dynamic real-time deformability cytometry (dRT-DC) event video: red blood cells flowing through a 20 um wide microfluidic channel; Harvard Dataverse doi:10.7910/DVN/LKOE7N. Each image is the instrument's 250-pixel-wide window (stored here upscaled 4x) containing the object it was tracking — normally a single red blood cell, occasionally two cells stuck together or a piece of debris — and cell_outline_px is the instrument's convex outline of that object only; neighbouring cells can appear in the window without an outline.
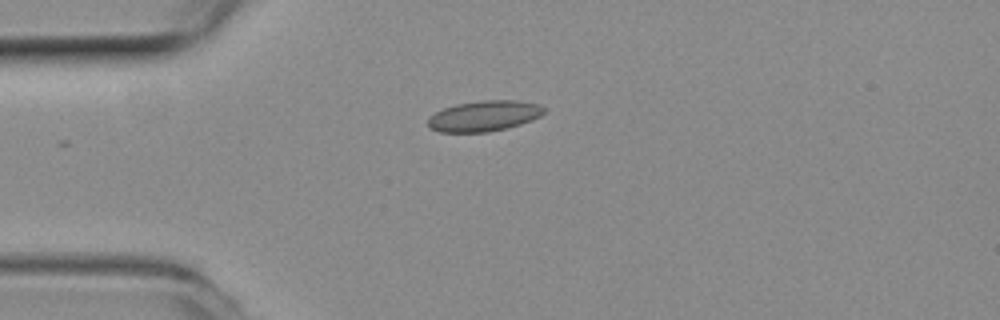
{"species": "common noctule bat (a hibernating species)", "species_latin": "Nyctalus noctula", "temperature_condition": "room temperature", "stored_images_in_passage": 41, "camera_frame_rate_fps": 3000, "um_per_image_px": 0.085, "animal": {"sex": "female", "body_mass_g": 19.3, "forearm_length_mm": 54.1}, "frame": {"image": 1, "passage_image": 1, "time_ms": 0.0, "image_size_px": [1000, 320], "cell_outline_px": [[544, 112], [540, 116], [532, 120], [520, 124], [488, 132], [440, 132], [428, 128], [428, 116], [444, 108], [456, 104], [480, 100], [520, 100], [540, 104], [544, 108]], "centroid_in_image_um": [41.13, 9.85], "position_along_channel_um": 43.9, "area_um2": 20.81}}
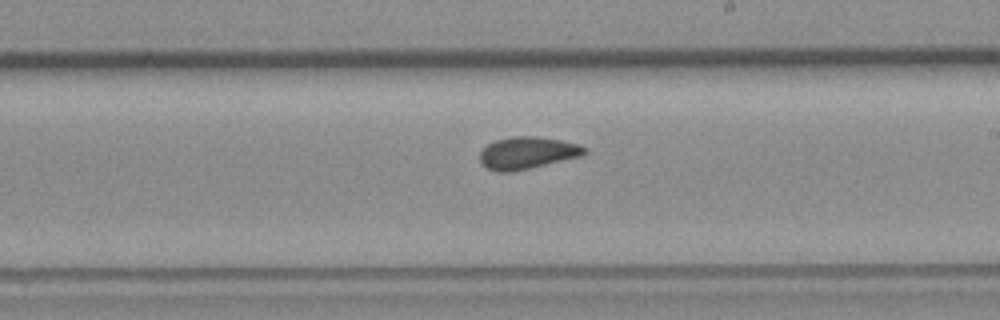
{"frame": {"image": 2, "passage_image": 18, "time_ms": 5.667, "image_size_px": [1000, 320], "cell_outline_px": [[588, 152], [584, 156], [512, 172], [496, 172], [488, 168], [480, 160], [480, 152], [488, 144], [496, 140], [512, 136], [536, 136], [560, 140], [580, 144], [588, 148]], "centroid_in_image_um": [44.89, 12.99], "position_along_channel_um": 244.1, "area_um2": 19.77}}
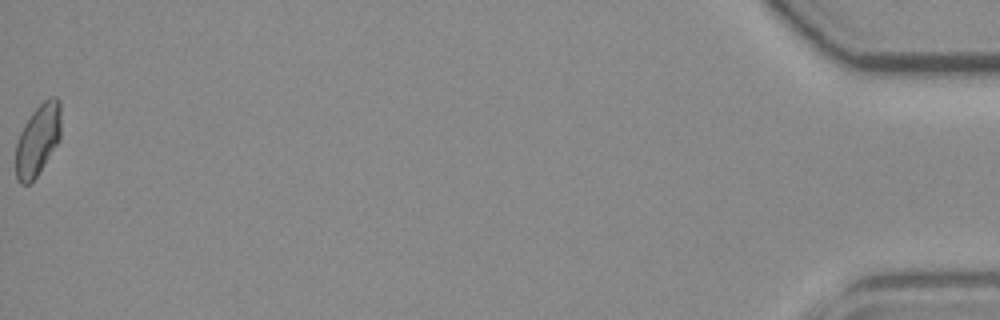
{"frame": {"image": 3, "passage_image": 41, "time_ms": 13.333, "image_size_px": [1000, 320], "cell_outline_px": [[60, 140], [36, 176], [28, 184], [20, 184], [16, 180], [16, 144], [20, 132], [24, 124], [32, 112], [44, 100], [52, 96], [56, 96], [60, 100]], "centroid_in_image_um": [3.21, 11.87], "position_along_channel_um": 432.0, "area_um2": 18.73}, "authors_computed_cell_mechanics": {"area_um2": 19.074, "velocity_mm_per_s": 3.8647, "shape_relaxation_time_tau1_ms": null, "shape_relaxation_time_tau2_ms": 1.4774, "deformation_change_tau1": null, "deformation_change_tau2": 0.0464}}